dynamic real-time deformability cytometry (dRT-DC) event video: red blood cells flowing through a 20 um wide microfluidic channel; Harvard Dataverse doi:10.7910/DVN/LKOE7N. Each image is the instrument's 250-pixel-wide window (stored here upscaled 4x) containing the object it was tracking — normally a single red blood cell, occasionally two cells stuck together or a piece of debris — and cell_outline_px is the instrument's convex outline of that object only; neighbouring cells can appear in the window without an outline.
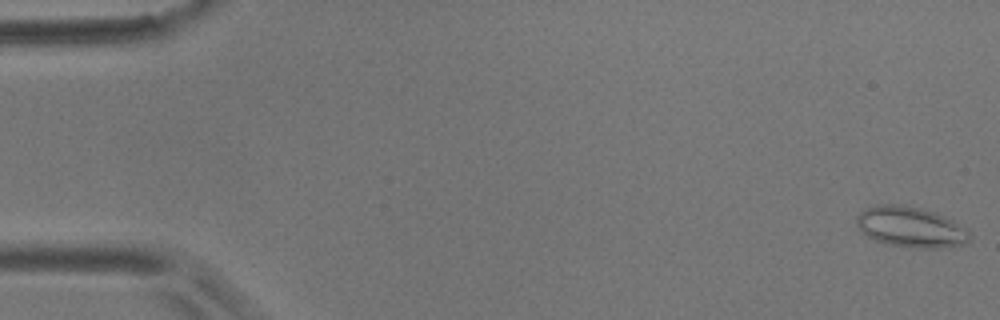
{"species": "common noctule bat (a hibernating species)", "species_latin": "Nyctalus noctula", "temperature_condition": "room temperature", "stored_images_in_passage": 57, "camera_frame_rate_fps": 3000, "um_per_image_px": 0.085, "animal": {"sex": "male", "body_mass_g": 17.9}, "frame": {"image": 1, "passage_image": 1, "time_ms": 0.0, "image_size_px": [1000, 320], "cell_outline_px": [[972, 236], [964, 244], [936, 248], [912, 248], [888, 244], [876, 240], [860, 232], [856, 224], [856, 216], [864, 208], [876, 204], [904, 204], [936, 212], [952, 220], [964, 228]], "centroid_in_image_um": [77.36, 19.28], "position_along_channel_um": 7.6, "area_um2": 26.88}}
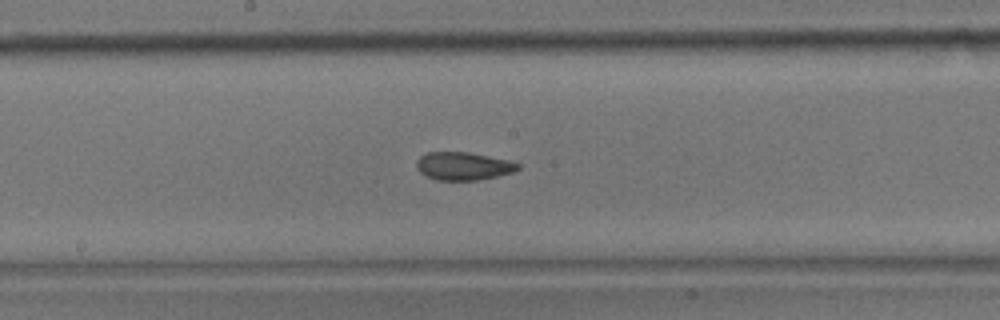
{"frame": {"image": 2, "passage_image": 30, "time_ms": 9.667, "image_size_px": [1000, 320], "cell_outline_px": [[520, 168], [512, 172], [480, 180], [436, 180], [420, 172], [416, 168], [416, 160], [420, 156], [428, 152], [468, 152], [508, 160], [520, 164]], "centroid_in_image_um": [39.36, 14.11], "position_along_channel_um": 208.8, "area_um2": 16.47}}
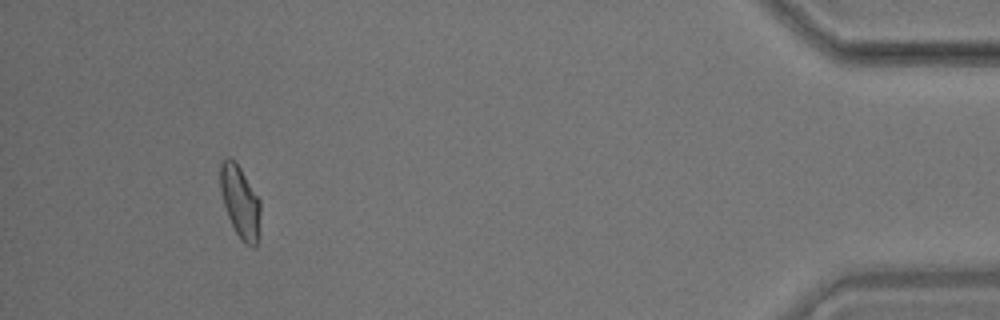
{"frame": {"image": 3, "passage_image": 53, "time_ms": 17.333, "image_size_px": [1000, 320], "cell_outline_px": [[260, 212], [256, 248], [252, 248], [244, 244], [240, 240], [228, 216], [220, 192], [220, 160], [228, 156], [232, 156], [240, 168], [260, 200]], "centroid_in_image_um": [20.39, 17.13], "position_along_channel_um": 414.8, "area_um2": 16.99}, "authors_computed_cell_mechanics": {"area_um2": 17.1088, "velocity_mm_per_s": 3.5337, "shape_relaxation_time_tau1_ms": null, "shape_relaxation_time_tau2_ms": 1.5584, "deformation_change_tau1": null, "deformation_change_tau2": 0.0765}}